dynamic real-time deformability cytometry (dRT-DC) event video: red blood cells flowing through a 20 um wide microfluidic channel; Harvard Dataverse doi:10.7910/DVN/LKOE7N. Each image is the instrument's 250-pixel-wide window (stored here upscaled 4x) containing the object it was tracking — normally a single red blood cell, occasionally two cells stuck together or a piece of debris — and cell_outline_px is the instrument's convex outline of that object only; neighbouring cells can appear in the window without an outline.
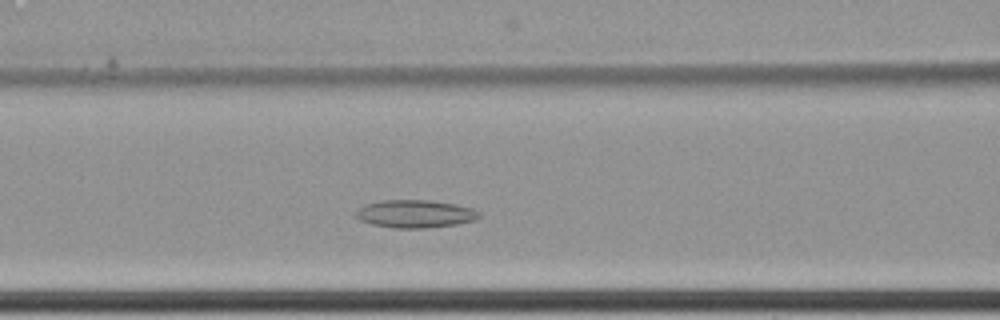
{"species": "common noctule bat (a hibernating species)", "species_latin": "Nyctalus noctula", "temperature_condition": "cold", "stored_images_in_passage": 50, "camera_frame_rate_fps": 3000, "um_per_image_px": 0.085, "animal": {"sex": "female", "body_mass_g": 22.7, "forearm_length_mm": 54.2}, "frame": {"image": 1, "passage_image": 17, "time_ms": 5.333, "image_size_px": [1000, 320], "cell_outline_px": [[480, 216], [476, 220], [456, 224], [424, 228], [392, 228], [372, 224], [360, 220], [356, 216], [356, 212], [364, 204], [380, 200], [428, 200], [456, 204], [472, 208], [480, 212]], "centroid_in_image_um": [35.29, 18.17], "position_along_channel_um": 131.3, "area_um2": 20.0}}
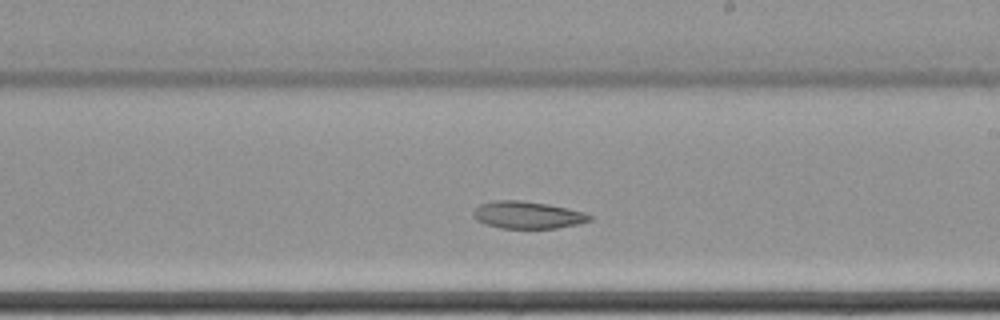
{"frame": {"image": 2, "passage_image": 27, "time_ms": 8.667, "image_size_px": [1000, 320], "cell_outline_px": [[592, 220], [580, 224], [556, 228], [500, 228], [484, 224], [476, 220], [472, 216], [472, 212], [480, 204], [492, 200], [520, 200], [548, 204], [568, 208], [584, 212], [592, 216]], "centroid_in_image_um": [44.83, 18.27], "position_along_channel_um": 244.2, "area_um2": 18.67}}
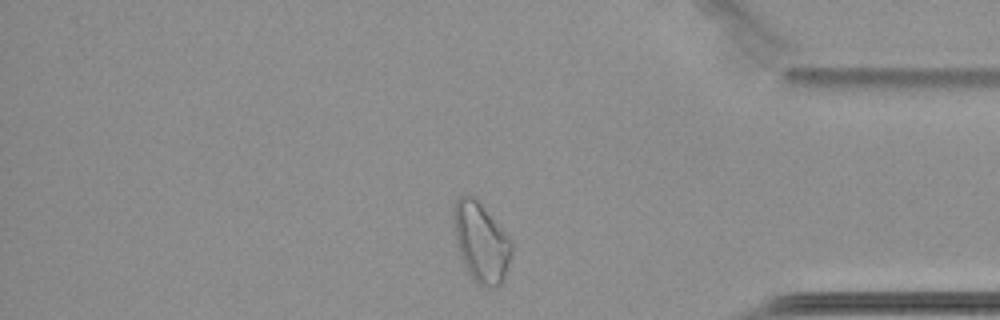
{"frame": {"image": 3, "passage_image": 42, "time_ms": 13.667, "image_size_px": [1000, 320], "cell_outline_px": [[512, 256], [504, 276], [500, 284], [492, 288], [488, 288], [476, 284], [468, 272], [460, 256], [456, 244], [452, 208], [456, 200], [464, 192], [472, 196], [480, 204], [512, 240]], "centroid_in_image_um": [40.87, 20.6], "position_along_channel_um": 394.3, "area_um2": 26.88}}